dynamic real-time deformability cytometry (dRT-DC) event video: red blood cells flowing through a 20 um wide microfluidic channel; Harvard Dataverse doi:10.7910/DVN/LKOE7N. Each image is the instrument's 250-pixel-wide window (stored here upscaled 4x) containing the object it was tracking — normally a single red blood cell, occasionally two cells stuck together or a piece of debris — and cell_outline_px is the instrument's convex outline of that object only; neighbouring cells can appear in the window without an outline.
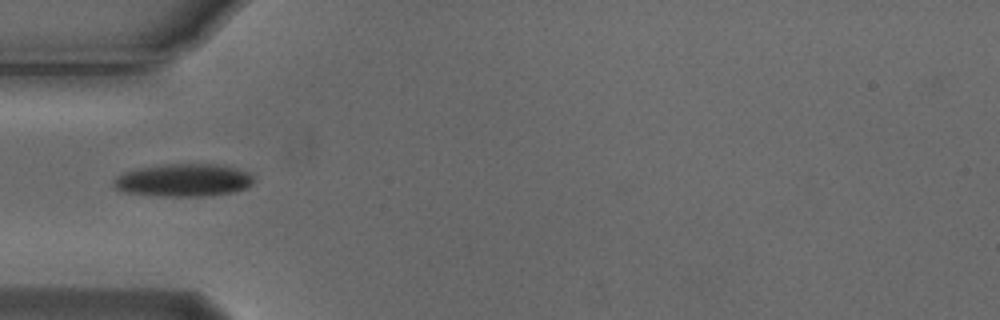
{"species": "Egyptian fruit bat (a non-hibernating species)", "species_latin": "Rousettus aegyptiacus", "temperature_condition": "cold", "stored_images_in_passage": 4, "camera_frame_rate_fps": 3000, "um_per_image_px": 0.085, "animal": {"sex": "male"}, "frame": {"image": 1, "passage_image": 4, "time_ms": 1.0, "image_size_px": [1000, 320], "cell_outline_px": [[256, 180], [248, 188], [232, 192], [212, 196], [160, 196], [124, 192], [116, 188], [112, 184], [112, 180], [116, 176], [124, 172], [140, 168], [164, 164], [224, 164], [248, 172]], "centroid_in_image_um": [15.63, 15.32], "position_along_channel_um": 69.4, "area_um2": 27.05}}